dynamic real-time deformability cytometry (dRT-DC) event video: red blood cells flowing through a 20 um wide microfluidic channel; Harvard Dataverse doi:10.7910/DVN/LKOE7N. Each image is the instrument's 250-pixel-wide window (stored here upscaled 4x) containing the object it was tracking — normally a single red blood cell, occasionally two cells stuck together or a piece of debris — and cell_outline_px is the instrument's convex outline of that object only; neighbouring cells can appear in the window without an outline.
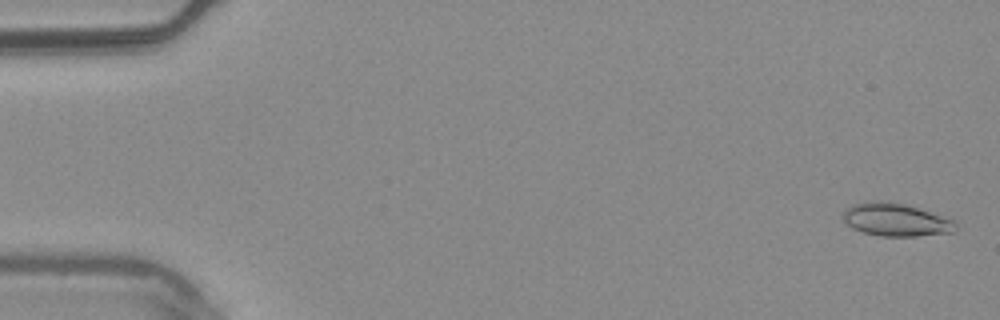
{"species": "common noctule bat (a hibernating species)", "species_latin": "Nyctalus noctula", "temperature_condition": "warm", "stored_images_in_passage": 55, "camera_frame_rate_fps": 3000, "um_per_image_px": 0.085, "animal": {"sex": "male", "body_mass_g": 20.4}, "frame": {"image": 1, "passage_image": 2, "time_ms": 0.333, "image_size_px": [1000, 320], "cell_outline_px": [[956, 232], [916, 236], [880, 236], [864, 232], [852, 228], [844, 220], [844, 212], [852, 204], [872, 200], [880, 200], [904, 204], [952, 220], [956, 224]], "centroid_in_image_um": [76.12, 18.68], "position_along_channel_um": 8.9, "area_um2": 21.21}}
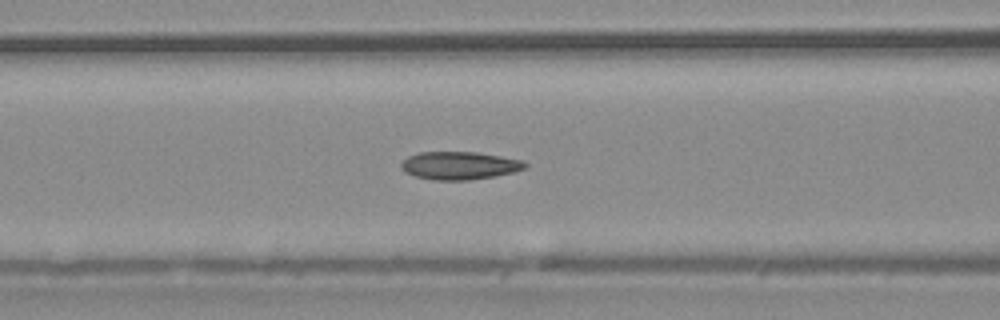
{"frame": {"image": 2, "passage_image": 23, "time_ms": 7.333, "image_size_px": [1000, 320], "cell_outline_px": [[528, 164], [524, 168], [516, 172], [496, 176], [468, 180], [432, 180], [416, 176], [404, 172], [400, 168], [400, 164], [408, 156], [420, 152], [476, 152], [524, 160]], "centroid_in_image_um": [39.06, 14.07], "position_along_channel_um": 127.5, "area_um2": 20.29}}
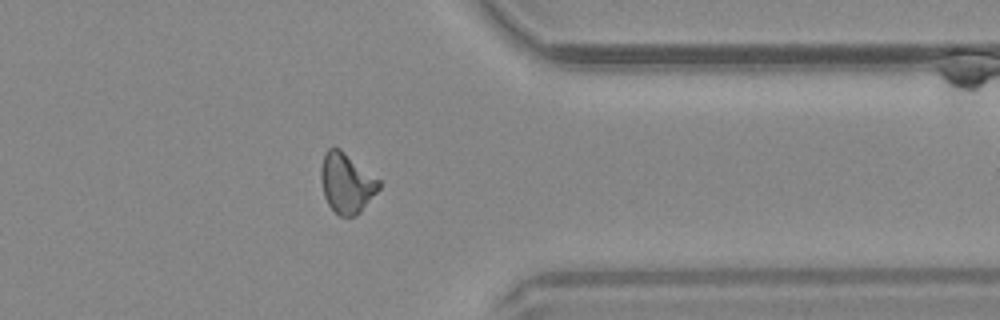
{"frame": {"image": 3, "passage_image": 44, "time_ms": 14.333, "image_size_px": [1000, 320], "cell_outline_px": [[380, 188], [360, 212], [356, 216], [340, 216], [328, 204], [324, 196], [320, 180], [320, 168], [324, 152], [328, 148], [340, 148], [380, 180]], "centroid_in_image_um": [29.44, 15.54], "position_along_channel_um": 382.0, "area_um2": 20.29}, "authors_computed_cell_mechanics": {"area_um2": 20.1144, "velocity_mm_per_s": 3.7525, "shape_relaxation_time_tau1_ms": null, "shape_relaxation_time_tau2_ms": 3.7498, "deformation_change_tau1": null, "deformation_change_tau2": 0.0931}}